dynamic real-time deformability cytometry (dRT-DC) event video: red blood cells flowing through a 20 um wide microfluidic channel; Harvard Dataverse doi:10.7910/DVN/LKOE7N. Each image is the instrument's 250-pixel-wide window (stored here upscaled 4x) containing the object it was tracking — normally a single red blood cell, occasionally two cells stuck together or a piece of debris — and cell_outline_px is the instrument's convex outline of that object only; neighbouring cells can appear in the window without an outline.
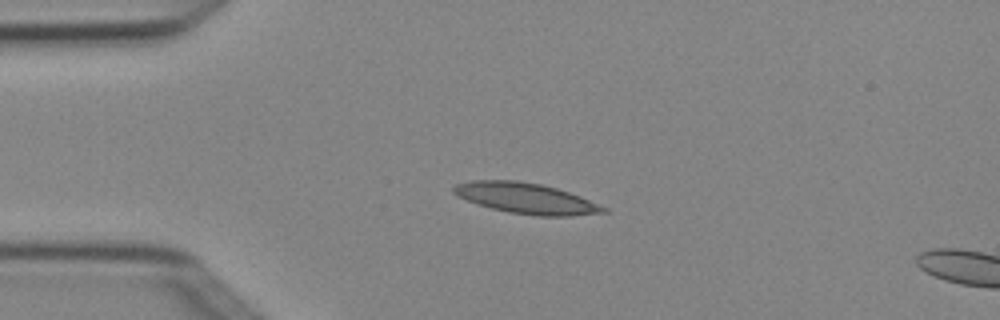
{"species": "Egyptian fruit bat (a non-hibernating species)", "species_latin": "Rousettus aegyptiacus", "temperature_condition": "cold", "stored_images_in_passage": 5, "camera_frame_rate_fps": 3000, "um_per_image_px": 0.085, "animal": {"sex": "female"}, "frame": {"image": 1, "passage_image": 4, "time_ms": 1.0, "image_size_px": [1000, 320], "cell_outline_px": [[608, 212], [568, 216], [536, 216], [508, 212], [492, 208], [456, 196], [452, 192], [452, 188], [456, 184], [472, 180], [516, 180], [540, 184], [556, 188], [580, 196], [608, 208]], "centroid_in_image_um": [44.71, 16.85], "position_along_channel_um": 40.3, "area_um2": 26.65}}